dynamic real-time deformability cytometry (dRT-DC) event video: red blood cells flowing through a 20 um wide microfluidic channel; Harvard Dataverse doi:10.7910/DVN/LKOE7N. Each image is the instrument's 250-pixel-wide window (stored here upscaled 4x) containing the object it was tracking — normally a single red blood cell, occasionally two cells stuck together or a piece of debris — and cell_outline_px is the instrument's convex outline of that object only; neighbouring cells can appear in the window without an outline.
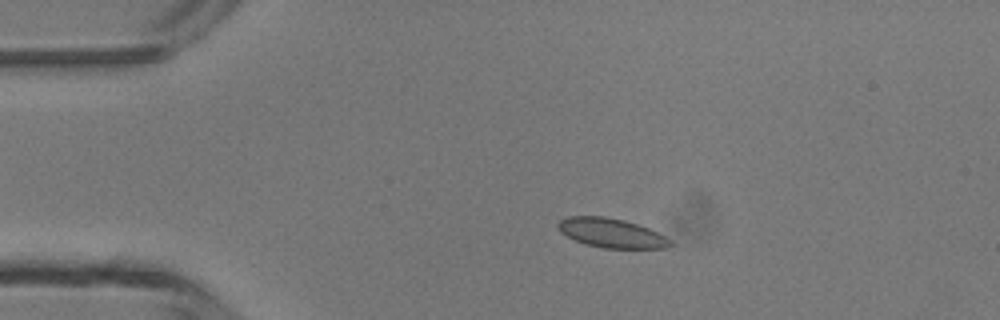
{"species": "common noctule bat (a hibernating species)", "species_latin": "Nyctalus noctula", "temperature_condition": "room temperature", "stored_images_in_passage": 4, "camera_frame_rate_fps": 3000, "um_per_image_px": 0.085, "animal": {"sex": "male", "body_mass_g": 13.3}, "frame": {"image": 1, "passage_image": 3, "time_ms": 2.333, "image_size_px": [1000, 320], "cell_outline_px": [[672, 244], [668, 248], [604, 248], [584, 244], [560, 232], [556, 224], [560, 220], [568, 216], [604, 216], [624, 220], [648, 228], [672, 240]], "centroid_in_image_um": [51.95, 19.8], "position_along_channel_um": 33.0, "area_um2": 19.07}}